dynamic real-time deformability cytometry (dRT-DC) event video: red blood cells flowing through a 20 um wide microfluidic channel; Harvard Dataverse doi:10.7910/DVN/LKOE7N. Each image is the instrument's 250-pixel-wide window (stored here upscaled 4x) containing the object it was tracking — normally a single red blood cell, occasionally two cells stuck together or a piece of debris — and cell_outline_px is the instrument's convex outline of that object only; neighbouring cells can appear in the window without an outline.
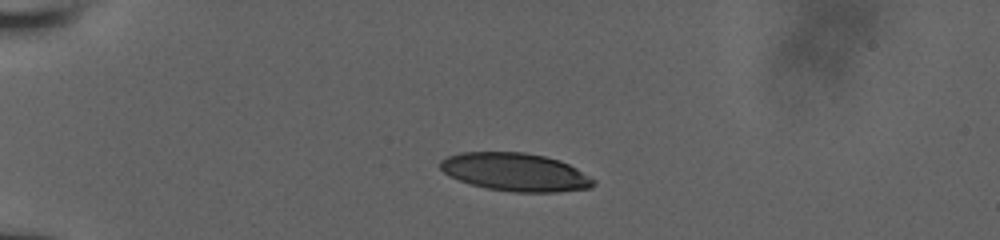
{"species": "human", "species_latin": "Homo sapiens", "temperature_condition": "room temperature", "stored_images_in_passage": 41, "camera_frame_rate_fps": 3000, "um_per_image_px": 0.085, "donor": {"sex": "male"}, "frame": {"image": 1, "passage_image": 1, "time_ms": 0.0, "image_size_px": [1000, 240], "cell_outline_px": [[596, 184], [592, 188], [556, 192], [512, 192], [488, 188], [472, 184], [448, 176], [440, 168], [440, 160], [448, 156], [460, 152], [524, 152], [544, 156], [560, 160], [576, 168], [596, 180]], "centroid_in_image_um": [43.82, 14.63], "position_along_channel_um": 41.2, "area_um2": 34.04}}
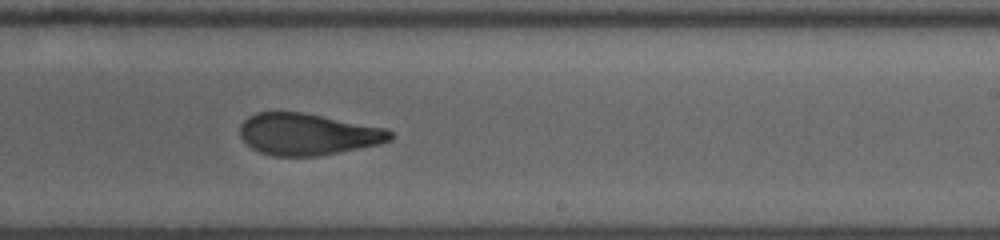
{"frame": {"image": 2, "passage_image": 22, "time_ms": 7.0, "image_size_px": [1000, 240], "cell_outline_px": [[392, 140], [380, 144], [316, 156], [272, 156], [260, 152], [252, 148], [240, 136], [240, 124], [248, 116], [256, 112], [304, 112], [388, 128], [392, 132]], "centroid_in_image_um": [26.17, 11.4], "position_along_channel_um": 262.8, "area_um2": 36.65}}
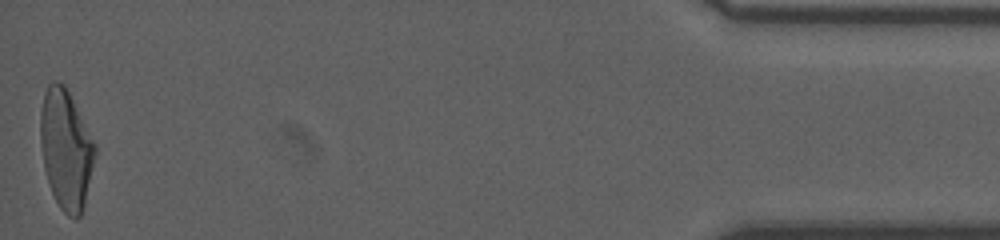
{"frame": {"image": 3, "passage_image": 41, "time_ms": 13.333, "image_size_px": [1000, 240], "cell_outline_px": [[96, 152], [84, 204], [80, 216], [76, 220], [68, 216], [60, 208], [52, 192], [44, 168], [40, 140], [40, 112], [44, 92], [48, 84], [52, 80], [56, 80], [64, 84], [96, 144]], "centroid_in_image_um": [5.59, 12.67], "position_along_channel_um": 429.6, "area_um2": 37.8}, "authors_computed_cell_mechanics": {"area_um2": 37.6856, "velocity_mm_per_s": 3.9225, "shape_relaxation_time_tau1_ms": 6.7825, "shape_relaxation_time_tau2_ms": 1.7548, "deformation_change_tau1": 0.2159, "deformation_change_tau2": 0.0975}}